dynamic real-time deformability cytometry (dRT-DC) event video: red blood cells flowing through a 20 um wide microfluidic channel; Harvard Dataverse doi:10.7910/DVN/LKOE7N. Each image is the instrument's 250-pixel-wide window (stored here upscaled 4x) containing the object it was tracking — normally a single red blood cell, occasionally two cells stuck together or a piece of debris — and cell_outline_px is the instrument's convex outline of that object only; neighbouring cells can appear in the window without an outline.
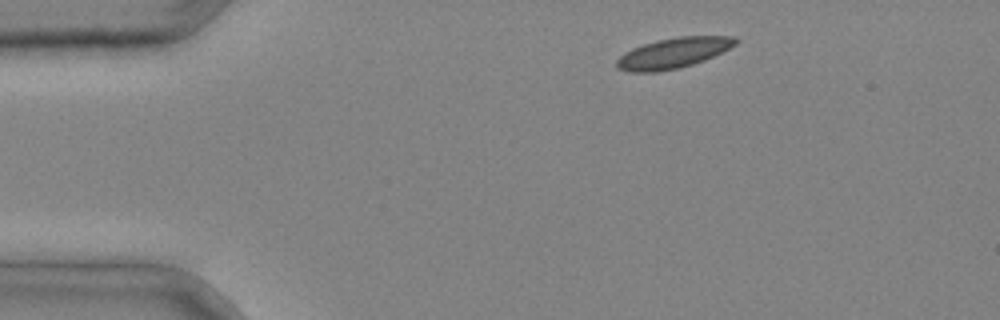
{"species": "common noctule bat (a hibernating species)", "species_latin": "Nyctalus noctula", "temperature_condition": "cold", "stored_images_in_passage": 4, "camera_frame_rate_fps": 3000, "um_per_image_px": 0.085, "animal": {"sex": "male", "body_mass_g": 20.4}, "frame": {"image": 1, "passage_image": 4, "time_ms": 1.0, "image_size_px": [1000, 320], "cell_outline_px": [[740, 40], [736, 44], [704, 60], [692, 64], [676, 68], [656, 72], [628, 72], [616, 68], [616, 60], [624, 52], [632, 48], [656, 40], [680, 36], [736, 36]], "centroid_in_image_um": [57.2, 4.5], "position_along_channel_um": 27.8, "area_um2": 20.98}}